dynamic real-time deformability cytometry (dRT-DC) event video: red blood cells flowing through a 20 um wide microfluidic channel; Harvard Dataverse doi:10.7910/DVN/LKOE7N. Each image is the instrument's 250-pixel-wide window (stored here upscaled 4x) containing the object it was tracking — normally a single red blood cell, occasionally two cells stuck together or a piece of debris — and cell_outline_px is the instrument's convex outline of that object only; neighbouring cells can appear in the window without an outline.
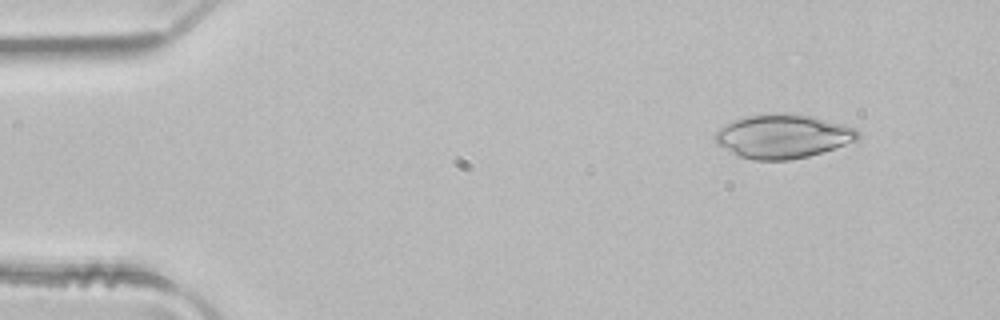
{"species": "common noctule bat (a hibernating species)", "species_latin": "Nyctalus noctula", "temperature_condition": "room temperature", "stored_images_in_passage": 3, "camera_frame_rate_fps": 3000, "um_per_image_px": 0.085, "animal": {"sex": "male", "body_mass_g": 21.5, "forearm_length_mm": 52.0}, "frame": {"image": 1, "passage_image": 1, "time_ms": 0.0, "image_size_px": [1000, 320], "cell_outline_px": [[860, 140], [808, 156], [788, 160], [752, 160], [740, 156], [716, 144], [712, 136], [720, 128], [744, 116], [812, 116], [844, 124], [856, 128], [860, 132]], "centroid_in_image_um": [66.58, 11.63], "position_along_channel_um": 18.4, "area_um2": 35.6}}